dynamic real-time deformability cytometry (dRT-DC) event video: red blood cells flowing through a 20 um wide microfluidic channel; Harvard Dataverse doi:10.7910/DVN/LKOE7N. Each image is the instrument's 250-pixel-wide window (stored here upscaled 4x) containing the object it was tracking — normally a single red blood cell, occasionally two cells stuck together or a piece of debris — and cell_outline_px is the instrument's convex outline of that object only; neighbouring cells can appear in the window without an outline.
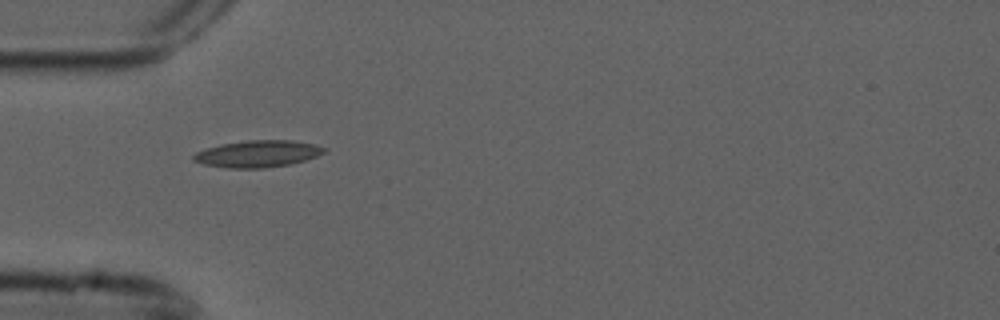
{"species": "common noctule bat (a hibernating species)", "species_latin": "Nyctalus noctula", "temperature_condition": "cold", "stored_images_in_passage": 6, "camera_frame_rate_fps": 3000, "um_per_image_px": 0.085, "animal": {"sex": "male", "forearm_length_mm": 52.5}, "frame": {"image": 1, "passage_image": 5, "time_ms": 1.333, "image_size_px": [1000, 320], "cell_outline_px": [[328, 148], [324, 152], [316, 156], [304, 160], [288, 164], [264, 168], [228, 168], [204, 164], [192, 160], [192, 156], [196, 152], [220, 144], [248, 140], [292, 140], [316, 144]], "centroid_in_image_um": [21.91, 13.06], "position_along_channel_um": 63.1, "area_um2": 20.35}}
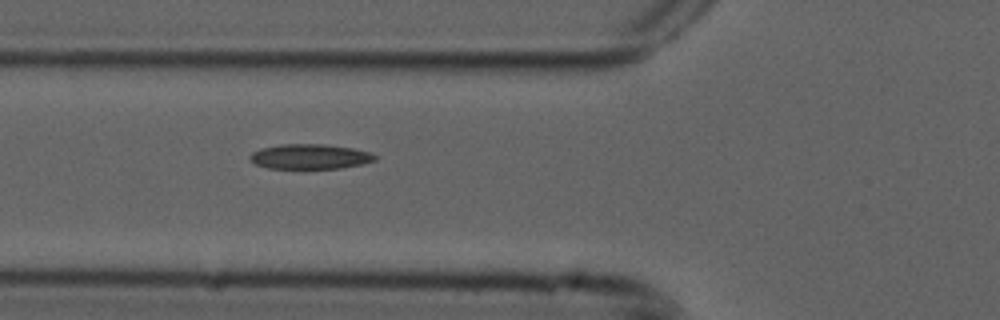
{"frame": {"image": 2, "passage_image": 6, "time_ms": 1.667, "image_size_px": [1000, 320], "cell_outline_px": [[376, 160], [360, 164], [340, 168], [268, 168], [256, 164], [248, 156], [252, 152], [260, 148], [280, 144], [324, 144], [352, 148], [368, 152], [376, 156]], "centroid_in_image_um": [26.31, 13.3], "position_along_channel_um": 99.5, "area_um2": 17.98}}